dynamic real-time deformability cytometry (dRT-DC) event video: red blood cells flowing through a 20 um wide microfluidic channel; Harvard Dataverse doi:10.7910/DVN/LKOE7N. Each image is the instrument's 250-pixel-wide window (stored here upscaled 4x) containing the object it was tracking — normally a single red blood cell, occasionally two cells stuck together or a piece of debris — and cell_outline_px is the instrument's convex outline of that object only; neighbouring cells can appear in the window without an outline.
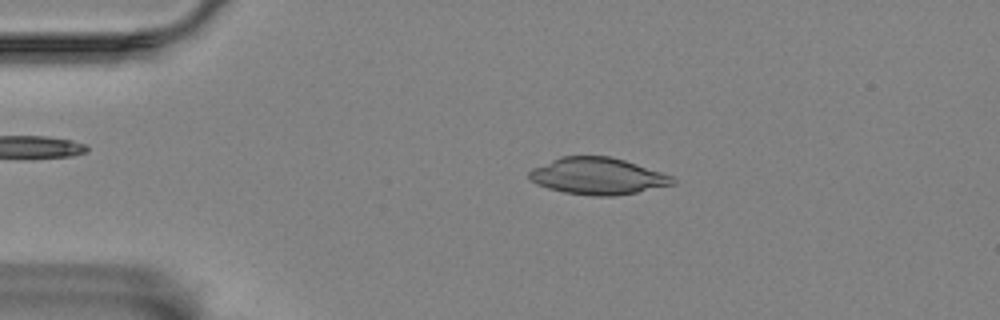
{"species": "Egyptian fruit bat (a non-hibernating species)", "species_latin": "Rousettus aegyptiacus", "temperature_condition": "room temperature", "stored_images_in_passage": 57, "camera_frame_rate_fps": 3000, "um_per_image_px": 0.085, "animal": {"sex": "female"}, "frame": {"image": 1, "passage_image": 11, "time_ms": 3.333, "image_size_px": [1000, 320], "cell_outline_px": [[676, 184], [636, 192], [612, 196], [592, 196], [564, 192], [548, 188], [536, 184], [528, 176], [528, 172], [532, 168], [560, 156], [608, 156], [624, 160], [672, 176], [676, 180]], "centroid_in_image_um": [50.78, 14.97], "position_along_channel_um": 34.2, "area_um2": 30.58}}
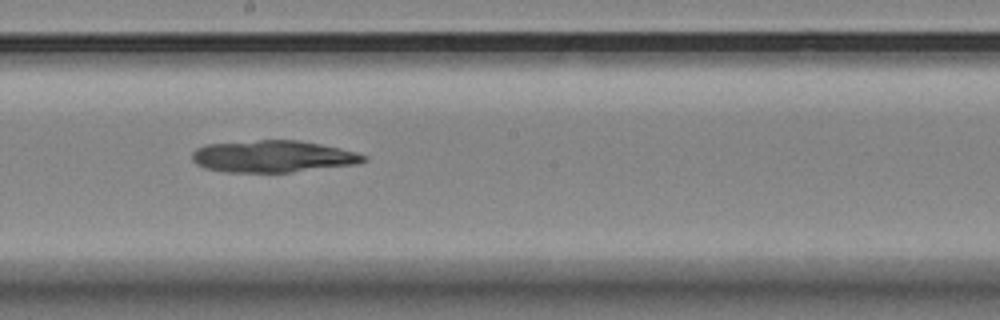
{"frame": {"image": 2, "passage_image": 31, "time_ms": 10.0, "image_size_px": [1000, 320], "cell_outline_px": [[368, 160], [356, 164], [292, 172], [224, 172], [204, 168], [196, 164], [192, 160], [192, 152], [196, 148], [204, 144], [260, 140], [296, 140], [320, 144], [340, 148], [356, 152], [368, 156]], "centroid_in_image_um": [23.18, 13.3], "position_along_channel_um": 225.0, "area_um2": 32.02}}
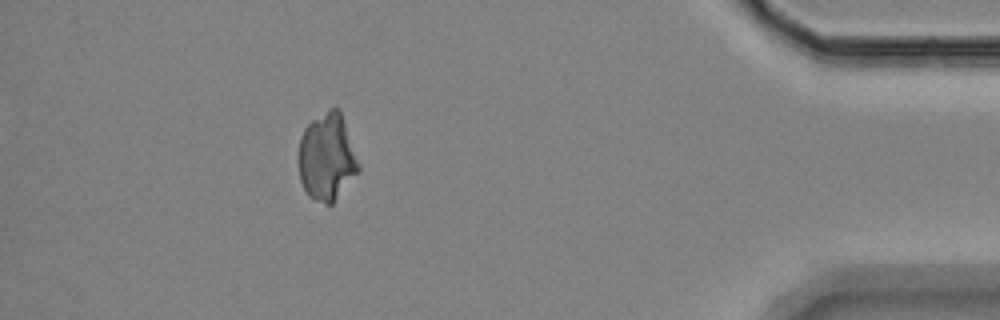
{"frame": {"image": 3, "passage_image": 51, "time_ms": 16.667, "image_size_px": [1000, 320], "cell_outline_px": [[360, 168], [332, 204], [324, 204], [308, 196], [300, 180], [296, 160], [296, 156], [300, 136], [304, 128], [312, 120], [332, 108], [340, 108], [360, 164]], "centroid_in_image_um": [27.75, 13.35], "position_along_channel_um": 407.5, "area_um2": 30.75}}